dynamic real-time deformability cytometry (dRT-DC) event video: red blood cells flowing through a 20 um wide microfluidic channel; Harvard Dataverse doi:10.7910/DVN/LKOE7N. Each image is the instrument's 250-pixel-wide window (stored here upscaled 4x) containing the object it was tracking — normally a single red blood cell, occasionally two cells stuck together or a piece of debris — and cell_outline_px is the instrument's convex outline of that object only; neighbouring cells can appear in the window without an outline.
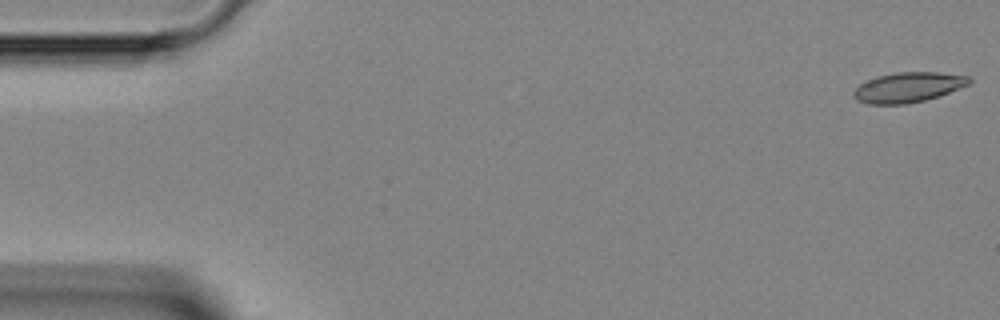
{"species": "Egyptian fruit bat (a non-hibernating species)", "species_latin": "Rousettus aegyptiacus", "temperature_condition": "room temperature", "stored_images_in_passage": 12, "camera_frame_rate_fps": 3000, "um_per_image_px": 0.085, "animal": {"sex": "female"}, "frame": {"image": 1, "passage_image": 1, "time_ms": 0.0, "image_size_px": [1000, 320], "cell_outline_px": [[972, 80], [968, 84], [940, 96], [908, 104], [868, 104], [852, 96], [852, 92], [860, 84], [876, 76], [896, 72], [936, 72], [968, 76]], "centroid_in_image_um": [77.18, 7.42], "position_along_channel_um": 7.8, "area_um2": 20.11}}
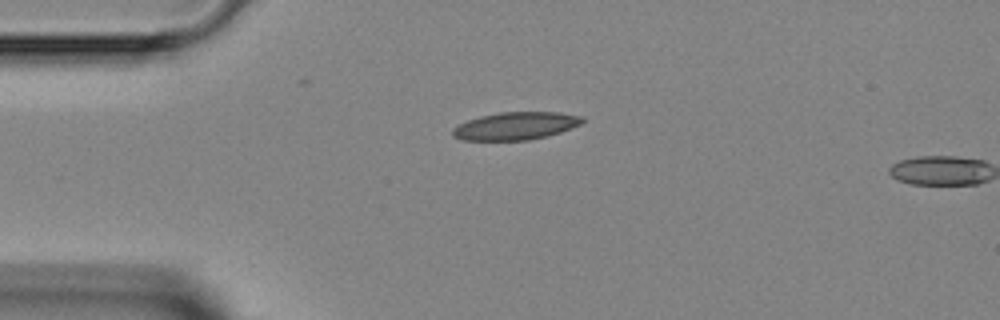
{"frame": {"image": 2, "passage_image": 11, "time_ms": 3.333, "image_size_px": [1000, 320], "cell_outline_px": [[584, 120], [580, 124], [572, 128], [548, 136], [528, 140], [464, 140], [452, 136], [452, 128], [468, 120], [480, 116], [500, 112], [560, 112], [584, 116]], "centroid_in_image_um": [43.85, 10.7], "position_along_channel_um": 41.1, "area_um2": 20.98}}